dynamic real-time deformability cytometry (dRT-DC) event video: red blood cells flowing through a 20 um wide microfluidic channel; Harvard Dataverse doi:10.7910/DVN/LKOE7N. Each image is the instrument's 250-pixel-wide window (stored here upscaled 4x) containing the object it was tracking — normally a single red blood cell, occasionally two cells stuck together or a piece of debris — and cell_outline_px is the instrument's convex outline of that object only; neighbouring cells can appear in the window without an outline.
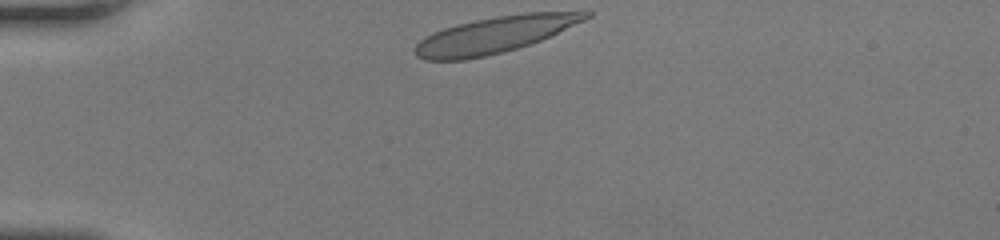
{"species": "human", "species_latin": "Homo sapiens", "temperature_condition": "room temperature", "stored_images_in_passage": 30, "camera_frame_rate_fps": 3000, "um_per_image_px": 0.085, "donor": {"sex": "female"}, "frame": {"image": 1, "passage_image": 1, "time_ms": 0.0, "image_size_px": [1000, 240], "cell_outline_px": [[592, 16], [584, 20], [540, 40], [504, 52], [464, 60], [424, 60], [416, 56], [416, 44], [424, 36], [432, 32], [444, 28], [476, 20], [496, 16], [524, 12], [592, 12]], "centroid_in_image_um": [42.0, 2.96], "position_along_channel_um": 43.0, "area_um2": 35.66}}
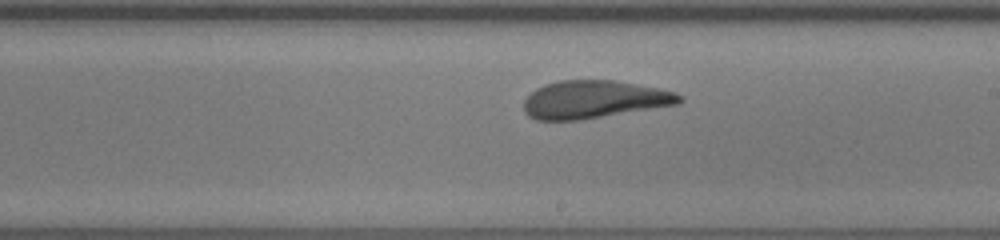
{"frame": {"image": 2, "passage_image": 18, "time_ms": 5.667, "image_size_px": [1000, 240], "cell_outline_px": [[684, 100], [680, 104], [580, 120], [536, 120], [528, 116], [524, 112], [524, 100], [536, 88], [544, 84], [556, 80], [612, 80], [660, 88], [676, 92], [684, 96]], "centroid_in_image_um": [50.52, 8.45], "position_along_channel_um": 238.5, "area_um2": 34.56}}
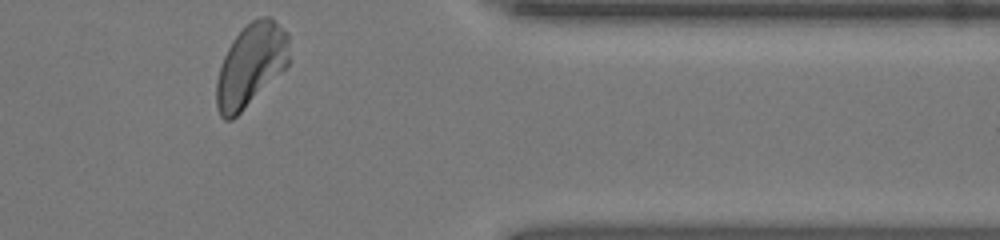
{"frame": {"image": 3, "passage_image": 30, "time_ms": 9.667, "image_size_px": [1000, 240], "cell_outline_px": [[288, 64], [232, 120], [224, 120], [220, 116], [216, 108], [216, 84], [220, 68], [224, 56], [232, 40], [252, 20], [260, 16], [268, 16], [288, 32]], "centroid_in_image_um": [21.29, 5.53], "position_along_channel_um": 390.1, "area_um2": 34.28}, "authors_computed_cell_mechanics": {"area_um2": 35.1424, "velocity_mm_per_s": 4.1461, "shape_relaxation_time_tau1_ms": 8.1142, "shape_relaxation_time_tau2_ms": null, "deformation_change_tau1": 0.2802, "deformation_change_tau2": null}}